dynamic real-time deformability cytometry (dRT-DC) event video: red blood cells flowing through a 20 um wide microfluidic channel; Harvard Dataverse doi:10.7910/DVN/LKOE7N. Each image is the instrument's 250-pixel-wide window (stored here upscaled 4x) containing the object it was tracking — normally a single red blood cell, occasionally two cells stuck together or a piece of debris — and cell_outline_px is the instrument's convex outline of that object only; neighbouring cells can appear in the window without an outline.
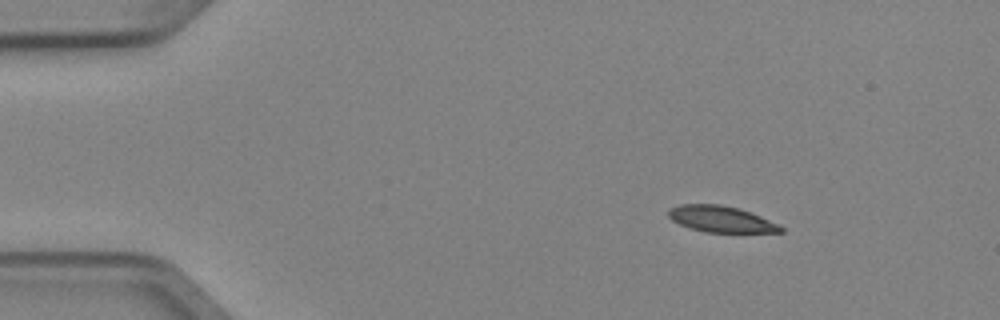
{"species": "Egyptian fruit bat (a non-hibernating species)", "species_latin": "Rousettus aegyptiacus", "temperature_condition": "cold", "stored_images_in_passage": 4, "camera_frame_rate_fps": 3000, "um_per_image_px": 0.085, "animal": {"sex": "female"}, "frame": {"image": 1, "passage_image": 2, "time_ms": 0.333, "image_size_px": [1000, 320], "cell_outline_px": [[784, 232], [704, 232], [680, 224], [672, 220], [668, 216], [668, 212], [672, 208], [680, 204], [720, 204], [740, 208], [780, 224], [784, 228]], "centroid_in_image_um": [61.33, 18.62], "position_along_channel_um": 23.7, "area_um2": 17.11}}